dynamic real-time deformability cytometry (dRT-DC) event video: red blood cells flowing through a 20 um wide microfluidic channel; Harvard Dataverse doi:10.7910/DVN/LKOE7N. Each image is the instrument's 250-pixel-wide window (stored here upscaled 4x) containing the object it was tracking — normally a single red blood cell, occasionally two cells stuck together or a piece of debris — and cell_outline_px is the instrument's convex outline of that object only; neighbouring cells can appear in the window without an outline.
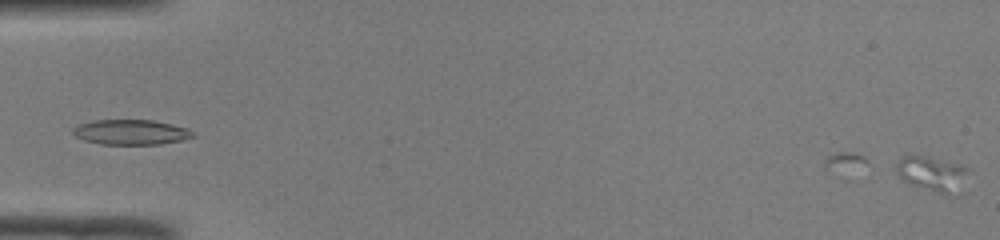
{"species": "common noctule bat (a hibernating species)", "species_latin": "Nyctalus noctula", "temperature_condition": "room temperature", "stored_images_in_passage": 4, "camera_frame_rate_fps": 3000, "um_per_image_px": 0.085, "animal": {"sex": "male", "body_mass_g": 19.0, "forearm_length_mm": 50.8}, "frame": {"image": 1, "passage_image": 4, "time_ms": 1.0, "image_size_px": [1000, 240], "cell_outline_px": [[968, 168], [948, 192], [944, 192], [908, 184], [896, 172], [896, 164], [904, 156], [920, 156], [960, 164]], "centroid_in_image_um": [79.03, 14.67], "position_along_channel_um": 6.0, "area_um2": 12.77}}